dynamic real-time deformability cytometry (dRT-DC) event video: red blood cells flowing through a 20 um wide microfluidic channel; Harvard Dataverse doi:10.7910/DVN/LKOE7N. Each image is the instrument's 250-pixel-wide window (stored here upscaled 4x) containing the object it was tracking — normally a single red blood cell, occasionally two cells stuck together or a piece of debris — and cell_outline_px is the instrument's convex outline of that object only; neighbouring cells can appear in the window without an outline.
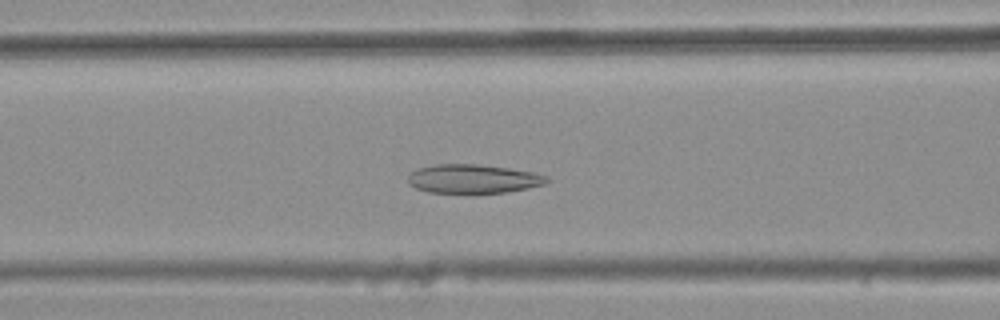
{"species": "common noctule bat (a hibernating species)", "species_latin": "Nyctalus noctula", "temperature_condition": "warm", "stored_images_in_passage": 42, "camera_frame_rate_fps": 3000, "um_per_image_px": 0.085, "animal": {"sex": "female", "body_mass_g": 25.1}, "frame": {"image": 1, "passage_image": 19, "time_ms": 6.0, "image_size_px": [1000, 320], "cell_outline_px": [[552, 180], [544, 184], [528, 188], [508, 192], [476, 196], [472, 196], [428, 192], [416, 188], [408, 184], [408, 176], [416, 168], [436, 164], [476, 164], [508, 168], [532, 172], [548, 176]], "centroid_in_image_um": [40.21, 15.25], "position_along_channel_um": 126.4, "area_um2": 24.45}}
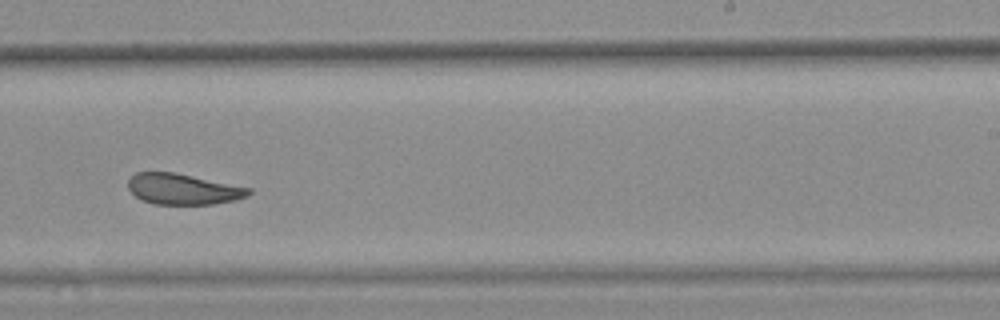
{"frame": {"image": 2, "passage_image": 31, "time_ms": 10.0, "image_size_px": [1000, 320], "cell_outline_px": [[252, 192], [248, 196], [236, 200], [212, 204], [152, 204], [136, 196], [128, 188], [128, 180], [136, 172], [172, 172], [252, 188]], "centroid_in_image_um": [15.58, 16.08], "position_along_channel_um": 273.4, "area_um2": 21.5}}
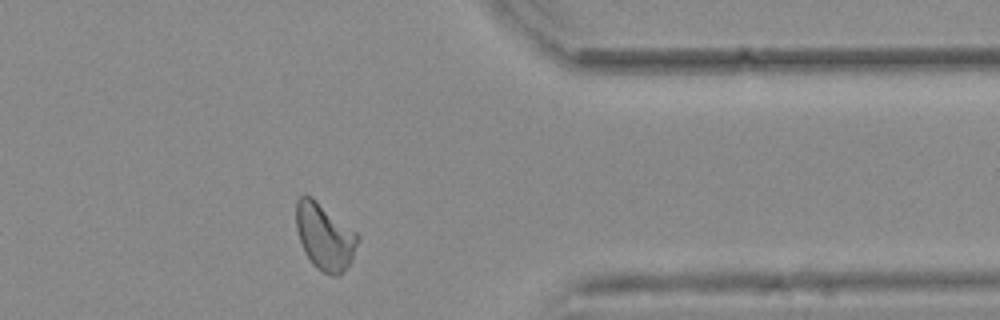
{"frame": {"image": 3, "passage_image": 41, "time_ms": 13.333, "image_size_px": [1000, 320], "cell_outline_px": [[360, 240], [352, 260], [344, 272], [340, 276], [332, 276], [316, 268], [312, 264], [304, 252], [296, 228], [296, 200], [300, 196], [312, 196], [356, 232], [360, 236]], "centroid_in_image_um": [27.61, 20.13], "position_along_channel_um": 383.8, "area_um2": 24.1}, "authors_computed_cell_mechanics": {"area_um2": 23.9581, "velocity_mm_per_s": 3.6857, "shape_relaxation_time_tau1_ms": null, "shape_relaxation_time_tau2_ms": 2.4456, "deformation_change_tau1": null, "deformation_change_tau2": 0.0938}}